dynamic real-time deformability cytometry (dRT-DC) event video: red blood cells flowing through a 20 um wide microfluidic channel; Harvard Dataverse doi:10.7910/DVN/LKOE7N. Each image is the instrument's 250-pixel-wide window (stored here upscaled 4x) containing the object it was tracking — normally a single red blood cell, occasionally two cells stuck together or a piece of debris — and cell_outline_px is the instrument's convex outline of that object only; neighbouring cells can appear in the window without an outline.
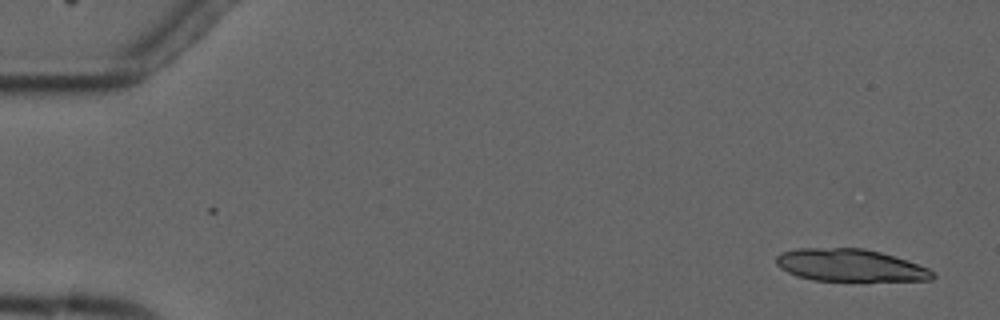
{"species": "common noctule bat (a hibernating species)", "species_latin": "Nyctalus noctula", "temperature_condition": "cold", "stored_images_in_passage": 5, "camera_frame_rate_fps": 3000, "um_per_image_px": 0.085, "animal": {"sex": "male", "forearm_length_mm": 52.5}, "frame": {"image": 1, "passage_image": 1, "time_ms": 0.0, "image_size_px": [1000, 320], "cell_outline_px": [[936, 276], [932, 280], [812, 280], [796, 276], [780, 268], [776, 264], [776, 256], [780, 252], [796, 248], [864, 248], [880, 252], [928, 268]], "centroid_in_image_um": [72.18, 22.54], "position_along_channel_um": 12.8, "area_um2": 29.19}}